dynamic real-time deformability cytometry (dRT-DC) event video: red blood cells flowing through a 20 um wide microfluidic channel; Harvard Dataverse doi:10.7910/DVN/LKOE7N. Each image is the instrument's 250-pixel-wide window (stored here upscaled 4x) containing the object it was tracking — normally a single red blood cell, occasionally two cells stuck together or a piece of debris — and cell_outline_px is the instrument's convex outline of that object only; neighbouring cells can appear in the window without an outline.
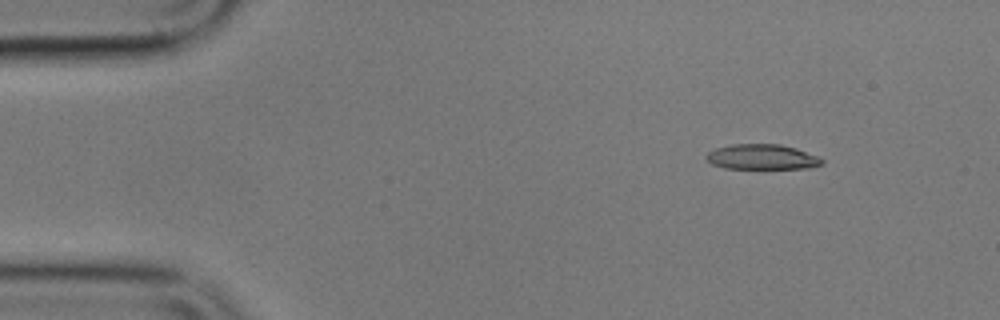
{"species": "common noctule bat (a hibernating species)", "species_latin": "Nyctalus noctula", "temperature_condition": "cold", "stored_images_in_passage": 57, "camera_frame_rate_fps": 3000, "um_per_image_px": 0.085, "animal": {"sex": "male", "body_mass_g": 17.9}, "frame": {"image": 1, "passage_image": 7, "time_ms": 2.0, "image_size_px": [1000, 320], "cell_outline_px": [[824, 164], [812, 168], [724, 168], [712, 164], [704, 156], [708, 152], [716, 148], [732, 144], [780, 144], [796, 148], [820, 156], [824, 160]], "centroid_in_image_um": [64.82, 13.34], "position_along_channel_um": 20.2, "area_um2": 17.11}}
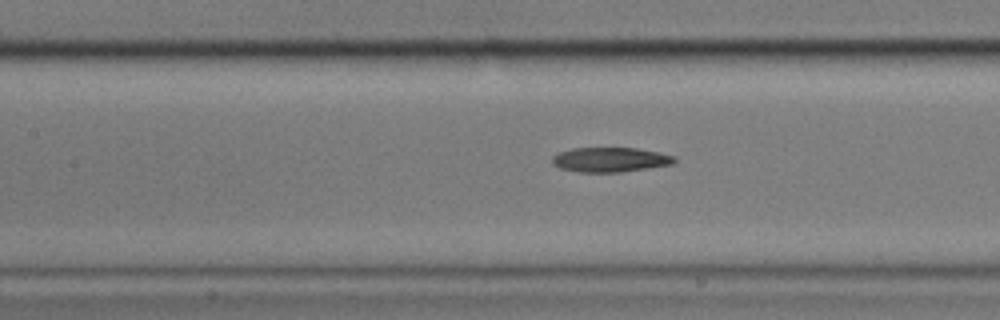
{"frame": {"image": 2, "passage_image": 25, "time_ms": 8.0, "image_size_px": [1000, 320], "cell_outline_px": [[676, 160], [672, 164], [620, 172], [576, 172], [560, 168], [552, 164], [552, 156], [560, 152], [572, 148], [636, 148], [660, 152], [676, 156]], "centroid_in_image_um": [51.85, 13.57], "position_along_channel_um": 155.5, "area_um2": 17.57}}
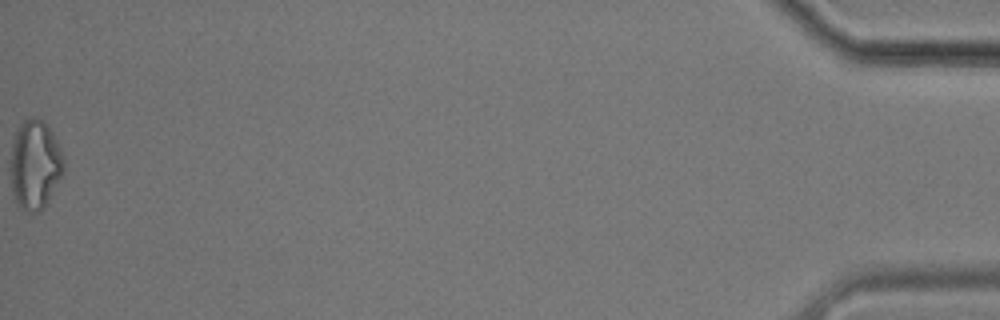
{"frame": {"image": 3, "passage_image": 57, "time_ms": 18.667, "image_size_px": [1000, 320], "cell_outline_px": [[64, 172], [44, 208], [40, 212], [28, 212], [20, 208], [16, 204], [12, 192], [12, 140], [20, 124], [24, 120], [32, 116], [36, 116], [48, 124], [64, 156]], "centroid_in_image_um": [3.0, 14.0], "position_along_channel_um": 432.2, "area_um2": 27.8}}